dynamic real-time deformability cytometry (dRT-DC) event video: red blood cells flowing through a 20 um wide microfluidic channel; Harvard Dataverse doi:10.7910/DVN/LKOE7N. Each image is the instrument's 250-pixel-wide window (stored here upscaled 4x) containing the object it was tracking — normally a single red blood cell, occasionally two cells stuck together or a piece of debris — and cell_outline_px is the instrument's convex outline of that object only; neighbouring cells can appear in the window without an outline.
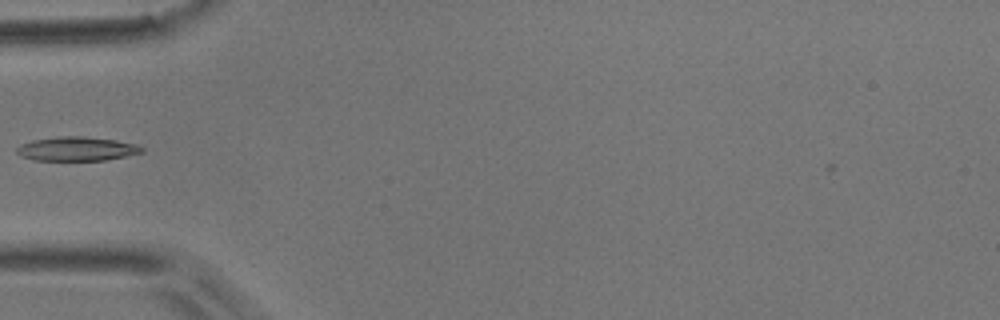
{"species": "common noctule bat (a hibernating species)", "species_latin": "Nyctalus noctula", "temperature_condition": "room temperature", "stored_images_in_passage": 37, "camera_frame_rate_fps": 3000, "um_per_image_px": 0.085, "animal": {"sex": "male", "body_mass_g": 17.9}, "frame": {"image": 1, "passage_image": 3, "time_ms": 0.667, "image_size_px": [1000, 320], "cell_outline_px": [[144, 152], [104, 160], [36, 160], [20, 156], [16, 152], [16, 148], [20, 144], [32, 140], [60, 136], [80, 136], [116, 140], [136, 144], [144, 148]], "centroid_in_image_um": [6.5, 12.65], "position_along_channel_um": 78.5, "area_um2": 17.46}}
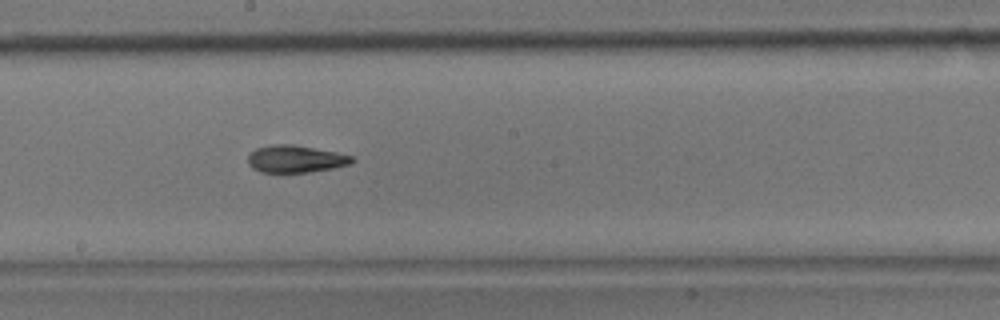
{"frame": {"image": 2, "passage_image": 14, "time_ms": 4.333, "image_size_px": [1000, 320], "cell_outline_px": [[356, 160], [352, 164], [332, 168], [308, 172], [260, 172], [252, 168], [248, 164], [248, 156], [256, 148], [276, 144], [292, 144], [336, 152], [352, 156]], "centroid_in_image_um": [25.13, 13.51], "position_along_channel_um": 223.1, "area_um2": 16.47}}
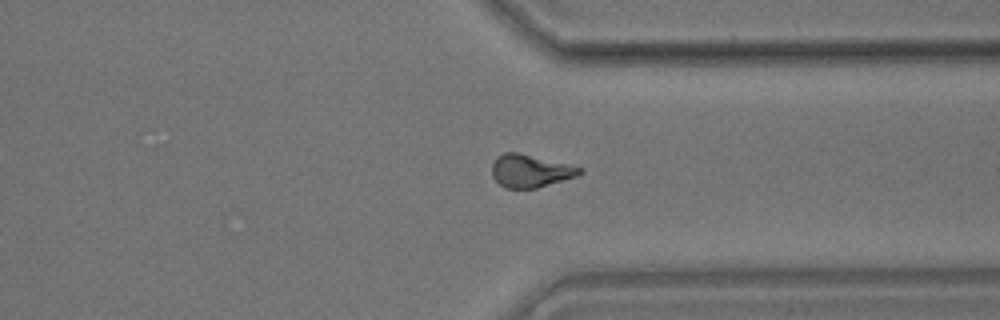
{"frame": {"image": 3, "passage_image": 25, "time_ms": 8.0, "image_size_px": [1000, 320], "cell_outline_px": [[584, 172], [576, 176], [536, 188], [504, 188], [492, 176], [492, 164], [496, 156], [504, 152], [516, 152], [584, 168]], "centroid_in_image_um": [45.05, 14.52], "position_along_channel_um": 366.3, "area_um2": 16.59}, "authors_computed_cell_mechanics": {"area_um2": 16.5308, "velocity_mm_per_s": 3.9147, "shape_relaxation_time_tau1_ms": 5.9341, "shape_relaxation_time_tau2_ms": 3.2936, "deformation_change_tau1": 0.1786, "deformation_change_tau2": 0.1014}}